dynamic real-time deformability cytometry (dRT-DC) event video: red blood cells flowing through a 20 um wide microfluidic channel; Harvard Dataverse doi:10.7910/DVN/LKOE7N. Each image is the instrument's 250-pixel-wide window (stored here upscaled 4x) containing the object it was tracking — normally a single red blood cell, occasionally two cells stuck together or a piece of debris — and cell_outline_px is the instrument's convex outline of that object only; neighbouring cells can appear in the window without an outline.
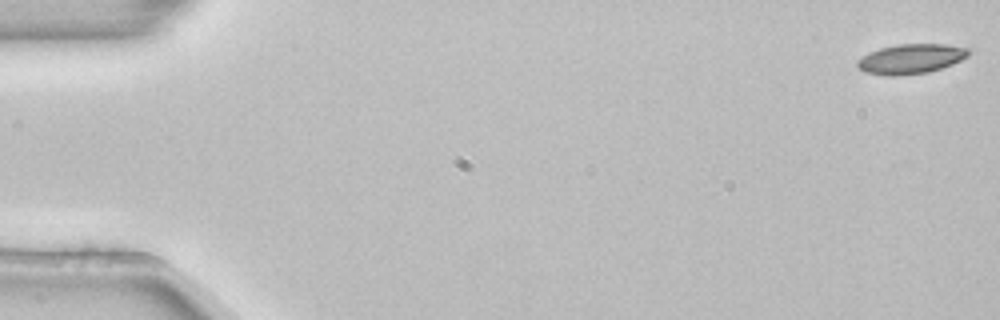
{"species": "common noctule bat (a hibernating species)", "species_latin": "Nyctalus noctula", "temperature_condition": "room temperature", "stored_images_in_passage": 5, "camera_frame_rate_fps": 3000, "um_per_image_px": 0.085, "animal": {"sex": "female", "body_mass_g": 22.7, "forearm_length_mm": 54.2}, "frame": {"image": 1, "passage_image": 1, "time_ms": 0.0, "image_size_px": [1000, 320], "cell_outline_px": [[972, 52], [968, 56], [952, 64], [928, 72], [896, 76], [884, 76], [864, 72], [856, 64], [856, 60], [868, 52], [880, 48], [900, 44], [944, 44], [968, 48]], "centroid_in_image_um": [77.4, 5.0], "position_along_channel_um": 7.6, "area_um2": 19.36}}